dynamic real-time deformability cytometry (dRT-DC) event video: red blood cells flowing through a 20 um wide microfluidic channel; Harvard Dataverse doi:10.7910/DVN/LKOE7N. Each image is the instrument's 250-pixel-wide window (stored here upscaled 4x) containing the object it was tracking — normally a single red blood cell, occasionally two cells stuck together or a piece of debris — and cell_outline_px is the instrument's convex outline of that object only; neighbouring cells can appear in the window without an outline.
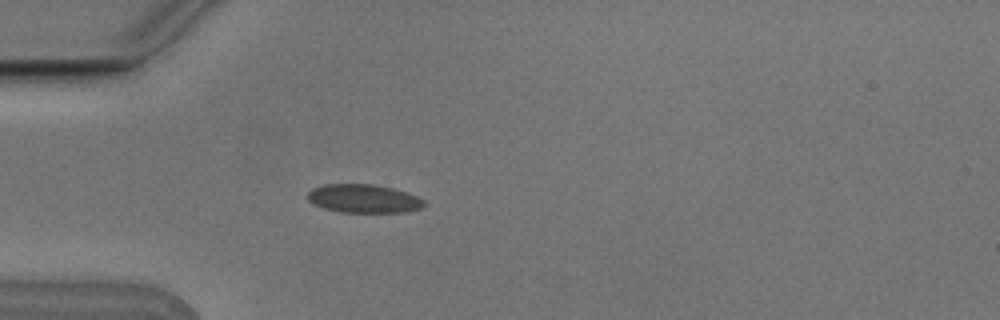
{"species": "Egyptian fruit bat (a non-hibernating species)", "species_latin": "Rousettus aegyptiacus", "temperature_condition": "cold", "stored_images_in_passage": 5, "camera_frame_rate_fps": 3000, "um_per_image_px": 0.085, "animal": {"sex": "male"}, "frame": {"image": 1, "passage_image": 5, "time_ms": 1.333, "image_size_px": [1000, 320], "cell_outline_px": [[424, 204], [420, 208], [404, 212], [340, 212], [324, 208], [308, 200], [308, 192], [312, 188], [324, 184], [372, 184], [392, 188], [416, 196], [424, 200]], "centroid_in_image_um": [30.88, 16.87], "position_along_channel_um": 54.1, "area_um2": 19.07}}